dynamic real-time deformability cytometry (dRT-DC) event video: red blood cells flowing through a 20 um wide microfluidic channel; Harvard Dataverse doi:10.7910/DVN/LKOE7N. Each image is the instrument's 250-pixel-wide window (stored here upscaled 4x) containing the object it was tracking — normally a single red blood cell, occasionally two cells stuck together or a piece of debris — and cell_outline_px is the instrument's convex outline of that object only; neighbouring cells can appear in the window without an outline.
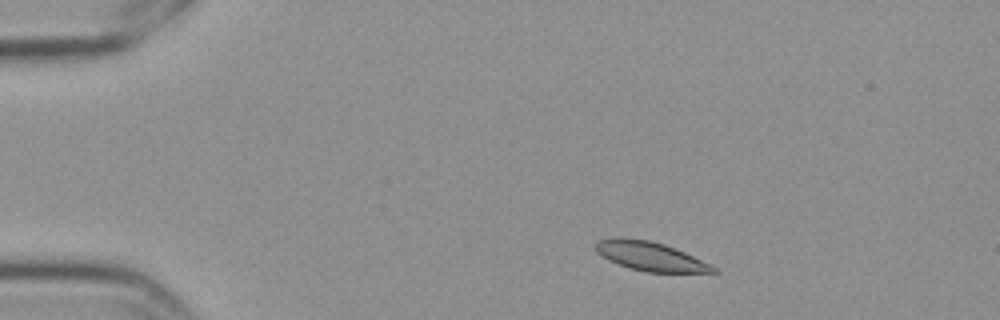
{"species": "Egyptian fruit bat (a non-hibernating species)", "species_latin": "Rousettus aegyptiacus", "temperature_condition": "cold", "stored_images_in_passage": 4, "camera_frame_rate_fps": 3000, "um_per_image_px": 0.085, "frame": {"image": 1, "passage_image": 2, "time_ms": 0.333, "image_size_px": [1000, 320], "cell_outline_px": [[720, 272], [644, 272], [608, 260], [596, 252], [596, 240], [616, 236], [620, 236], [648, 240], [664, 244], [684, 252], [716, 268]], "centroid_in_image_um": [55.2, 21.76], "position_along_channel_um": 29.8, "area_um2": 19.65}}